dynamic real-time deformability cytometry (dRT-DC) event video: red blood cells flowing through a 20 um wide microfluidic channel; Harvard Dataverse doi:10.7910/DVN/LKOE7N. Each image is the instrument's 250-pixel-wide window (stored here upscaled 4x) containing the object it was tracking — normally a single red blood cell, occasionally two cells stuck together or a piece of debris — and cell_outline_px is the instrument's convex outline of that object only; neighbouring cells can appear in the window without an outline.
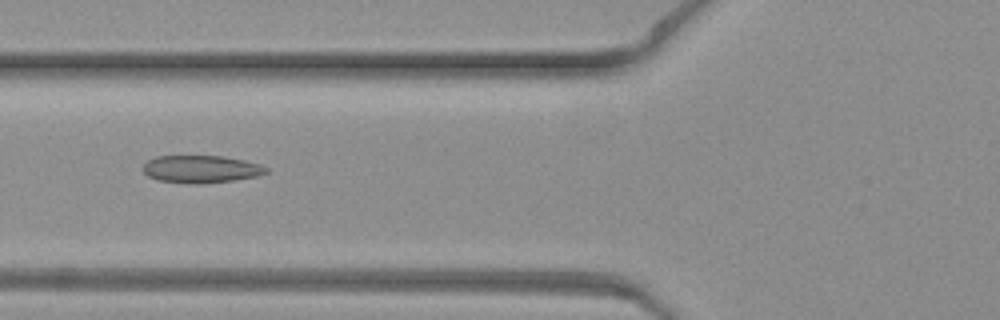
{"species": "common noctule bat (a hibernating species)", "species_latin": "Nyctalus noctula", "temperature_condition": "warm", "stored_images_in_passage": 48, "camera_frame_rate_fps": 3000, "um_per_image_px": 0.085, "animal": {"sex": "female", "body_mass_g": 19.3, "forearm_length_mm": 54.1}, "frame": {"image": 1, "passage_image": 19, "time_ms": 6.0, "image_size_px": [1000, 320], "cell_outline_px": [[268, 172], [256, 176], [232, 180], [200, 184], [192, 184], [156, 180], [148, 176], [144, 172], [144, 164], [148, 160], [156, 156], [224, 156], [244, 160], [260, 164], [268, 168]], "centroid_in_image_um": [17.08, 14.37], "position_along_channel_um": 108.7, "area_um2": 19.71}}
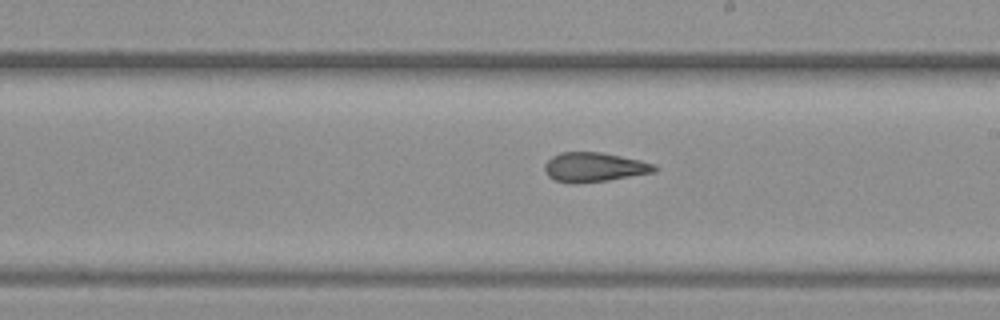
{"frame": {"image": 2, "passage_image": 28, "time_ms": 9.0, "image_size_px": [1000, 320], "cell_outline_px": [[660, 168], [656, 172], [608, 180], [576, 184], [568, 184], [556, 180], [548, 176], [544, 172], [544, 164], [552, 156], [560, 152], [600, 152], [640, 160], [656, 164]], "centroid_in_image_um": [50.51, 14.22], "position_along_channel_um": 238.5, "area_um2": 19.07}}
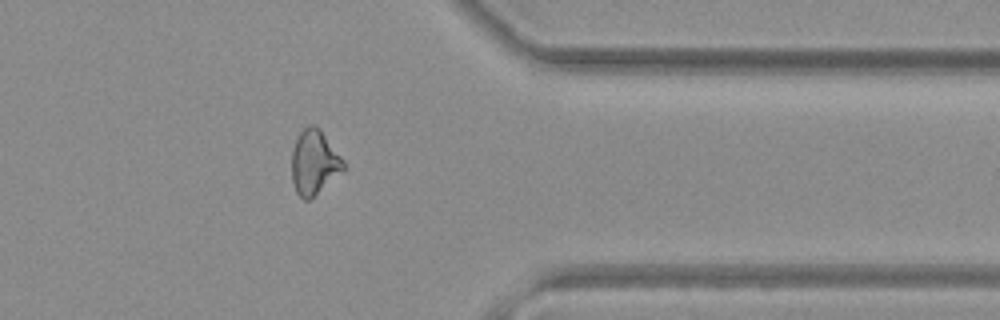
{"frame": {"image": 3, "passage_image": 39, "time_ms": 12.667, "image_size_px": [1000, 320], "cell_outline_px": [[348, 168], [344, 172], [308, 200], [304, 200], [296, 192], [292, 180], [292, 148], [300, 132], [308, 124], [316, 124], [320, 128], [344, 160]], "centroid_in_image_um": [26.74, 13.78], "position_along_channel_um": 384.7, "area_um2": 19.77}}